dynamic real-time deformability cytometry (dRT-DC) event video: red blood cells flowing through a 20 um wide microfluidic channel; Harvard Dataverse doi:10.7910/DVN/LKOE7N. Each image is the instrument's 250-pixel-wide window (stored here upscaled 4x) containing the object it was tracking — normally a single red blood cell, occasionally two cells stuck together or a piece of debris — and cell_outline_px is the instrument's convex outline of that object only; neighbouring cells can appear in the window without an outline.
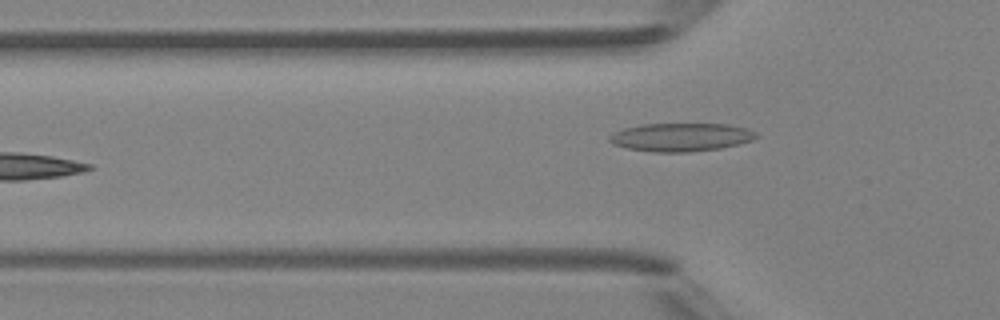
{"species": "Egyptian fruit bat (a non-hibernating species)", "species_latin": "Rousettus aegyptiacus", "temperature_condition": "room temperature", "stored_images_in_passage": 6, "camera_frame_rate_fps": 3000, "um_per_image_px": 0.085, "animal": {"sex": "female"}, "frame": {"image": 1, "passage_image": 5, "time_ms": 4.667, "image_size_px": [1000, 320], "cell_outline_px": [[760, 136], [752, 140], [740, 144], [720, 148], [688, 152], [652, 152], [628, 148], [612, 144], [608, 140], [608, 136], [612, 132], [624, 128], [640, 124], [728, 124], [748, 128], [756, 132]], "centroid_in_image_um": [57.88, 11.65], "position_along_channel_um": 67.9, "area_um2": 24.45}}
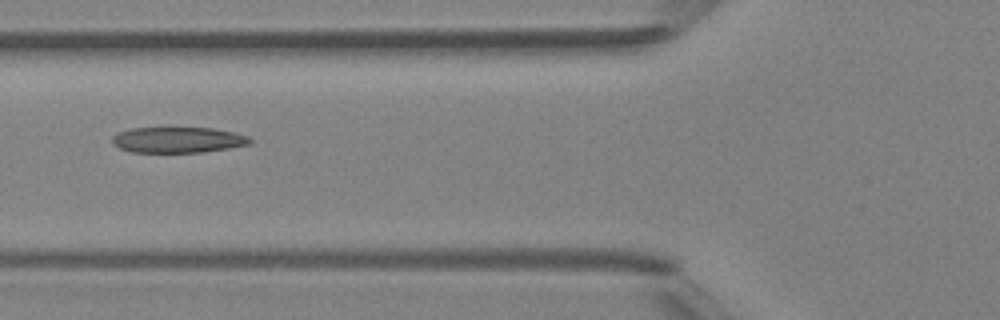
{"frame": {"image": 2, "passage_image": 6, "time_ms": 5.667, "image_size_px": [1000, 320], "cell_outline_px": [[252, 140], [248, 144], [228, 148], [204, 152], [132, 152], [120, 148], [112, 144], [112, 136], [116, 132], [132, 128], [212, 128], [236, 132], [248, 136]], "centroid_in_image_um": [15.1, 11.88], "position_along_channel_um": 110.7, "area_um2": 20.69}}